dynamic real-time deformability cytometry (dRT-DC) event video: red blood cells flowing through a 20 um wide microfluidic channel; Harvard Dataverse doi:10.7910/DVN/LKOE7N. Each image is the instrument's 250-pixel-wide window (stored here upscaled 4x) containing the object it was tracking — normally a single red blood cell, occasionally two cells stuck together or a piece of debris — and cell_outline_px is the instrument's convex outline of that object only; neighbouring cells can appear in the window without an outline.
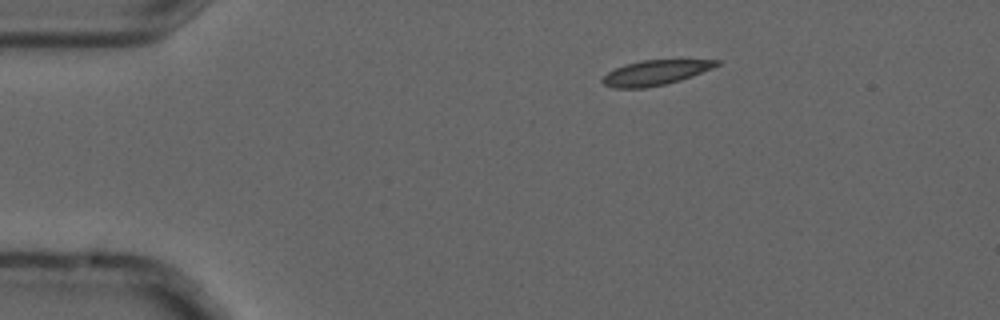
{"species": "common noctule bat (a hibernating species)", "species_latin": "Nyctalus noctula", "temperature_condition": "cold", "stored_images_in_passage": 2, "camera_frame_rate_fps": 3000, "um_per_image_px": 0.085, "animal": {"sex": "male", "forearm_length_mm": 52.5}, "frame": {"image": 1, "passage_image": 1, "time_ms": 0.0, "image_size_px": [1000, 320], "cell_outline_px": [[720, 64], [712, 68], [680, 80], [664, 84], [644, 88], [616, 88], [604, 84], [600, 80], [608, 72], [624, 64], [644, 60], [720, 60]], "centroid_in_image_um": [55.67, 6.17], "position_along_channel_um": 29.3, "area_um2": 16.3}}